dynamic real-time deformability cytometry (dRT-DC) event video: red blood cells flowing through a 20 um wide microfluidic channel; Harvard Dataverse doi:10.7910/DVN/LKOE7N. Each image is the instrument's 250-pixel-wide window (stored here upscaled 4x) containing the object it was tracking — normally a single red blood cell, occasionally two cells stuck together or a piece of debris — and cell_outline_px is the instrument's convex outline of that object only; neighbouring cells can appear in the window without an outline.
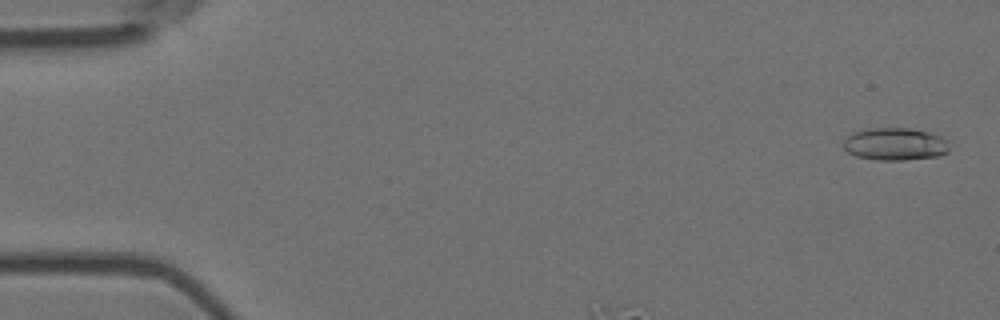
{"species": "Egyptian fruit bat (a non-hibernating species)", "species_latin": "Rousettus aegyptiacus", "temperature_condition": "room temperature", "stored_images_in_passage": 10, "segment_of_instrument_passage": [1, 2], "camera_frame_rate_fps": 3000, "um_per_image_px": 0.085, "animal": {"sex": "female"}, "frame": {"image": 1, "passage_image": 1, "time_ms": 0.0, "image_size_px": [1000, 320], "cell_outline_px": [[948, 152], [940, 156], [904, 160], [880, 160], [856, 156], [848, 152], [844, 148], [844, 140], [852, 132], [868, 128], [912, 128], [948, 136]], "centroid_in_image_um": [76.15, 12.23], "position_along_channel_um": 8.9, "area_um2": 20.46}}
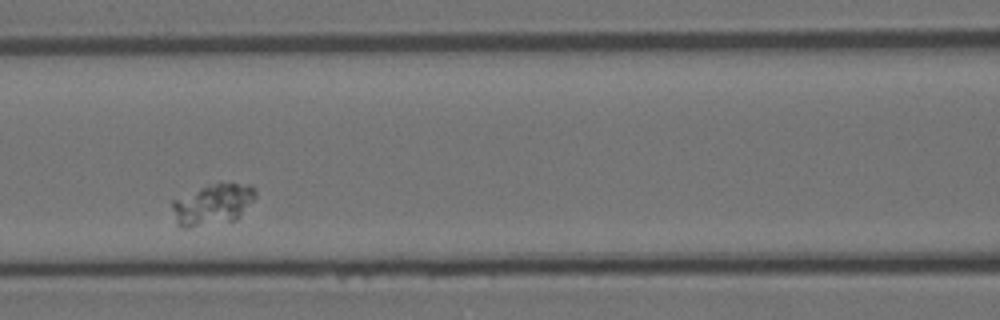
{"frame": {"image": 2, "passage_image": 5, "time_ms": 1.333, "image_size_px": [1000, 320], "cell_outline_px": [[256, 196], [240, 216], [236, 220], [188, 228], [180, 228], [176, 224], [172, 208], [172, 200], [200, 188], [220, 180], [252, 184], [256, 188]], "centroid_in_image_um": [18.11, 17.34], "position_along_channel_um": 148.5, "area_um2": 20.46}}
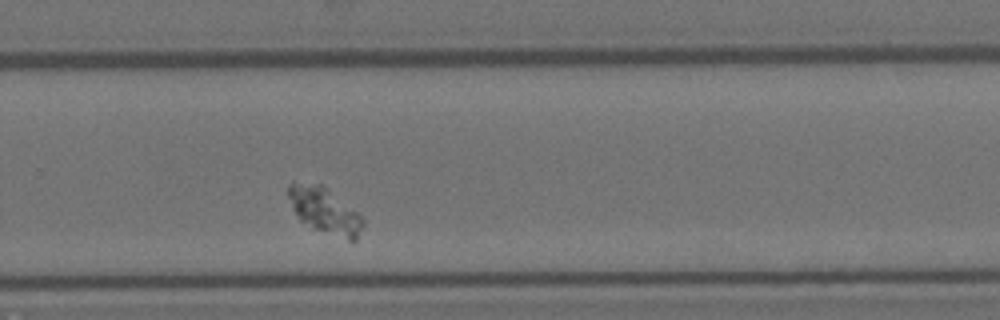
{"frame": {"image": 3, "passage_image": 9, "time_ms": 2.667, "image_size_px": [1000, 320], "cell_outline_px": [[364, 224], [356, 240], [348, 240], [316, 228], [300, 220], [292, 208], [288, 196], [288, 184], [292, 180], [324, 184], [356, 212], [364, 220]], "centroid_in_image_um": [27.56, 17.83], "position_along_channel_um": 302.2, "area_um2": 19.88}}